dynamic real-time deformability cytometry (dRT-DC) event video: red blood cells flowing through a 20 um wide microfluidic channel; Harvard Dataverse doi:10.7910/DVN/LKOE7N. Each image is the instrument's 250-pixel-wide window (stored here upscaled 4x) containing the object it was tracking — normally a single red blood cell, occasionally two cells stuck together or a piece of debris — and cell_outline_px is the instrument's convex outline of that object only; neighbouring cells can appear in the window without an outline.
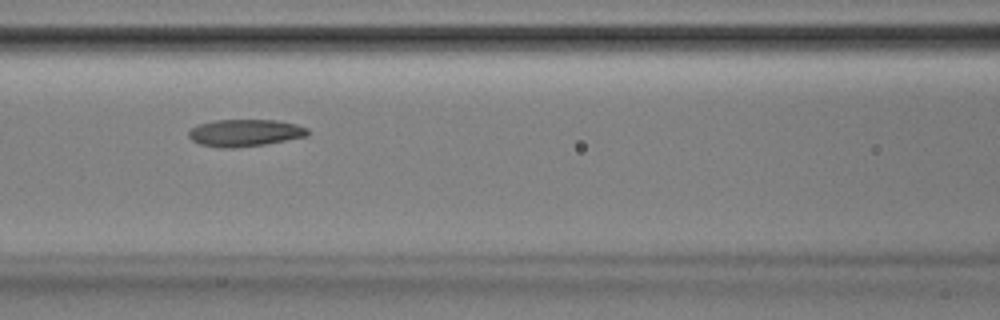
{"species": "Egyptian fruit bat (a non-hibernating species)", "species_latin": "Rousettus aegyptiacus", "temperature_condition": "room temperature", "stored_images_in_passage": 52, "camera_frame_rate_fps": 3000, "um_per_image_px": 0.085, "animal": {"sex": "male"}, "frame": {"image": 1, "passage_image": 23, "time_ms": 7.333, "image_size_px": [1000, 320], "cell_outline_px": [[312, 132], [308, 136], [264, 144], [232, 148], [220, 148], [200, 144], [192, 140], [188, 136], [188, 132], [196, 124], [216, 120], [276, 120], [296, 124], [308, 128]], "centroid_in_image_um": [20.83, 11.29], "position_along_channel_um": 145.8, "area_um2": 18.9}}
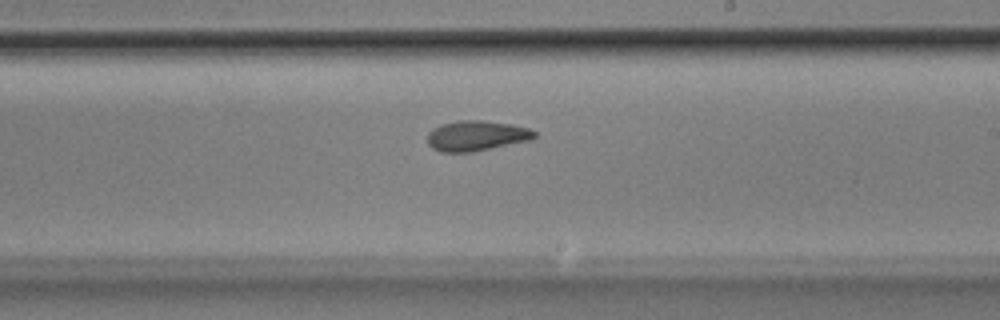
{"frame": {"image": 2, "passage_image": 31, "time_ms": 10.0, "image_size_px": [1000, 320], "cell_outline_px": [[536, 136], [532, 140], [472, 152], [440, 152], [432, 148], [428, 144], [428, 132], [432, 128], [440, 124], [460, 120], [480, 120], [512, 124], [528, 128], [536, 132]], "centroid_in_image_um": [40.49, 11.54], "position_along_channel_um": 248.5, "area_um2": 19.02}}
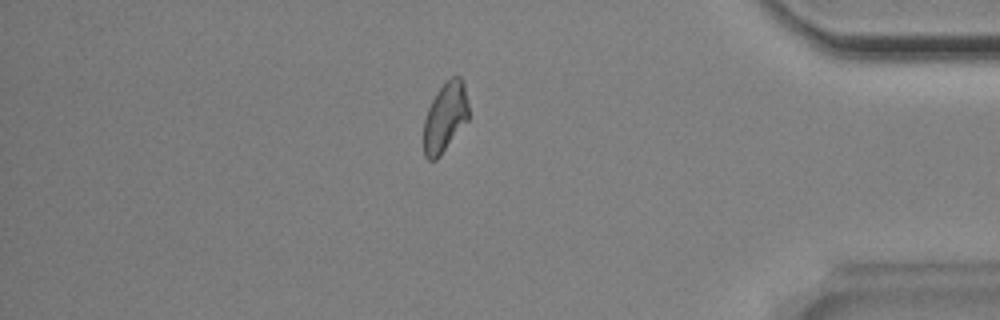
{"frame": {"image": 3, "passage_image": 45, "time_ms": 14.667, "image_size_px": [1000, 320], "cell_outline_px": [[468, 120], [440, 156], [436, 160], [428, 160], [424, 156], [424, 120], [428, 108], [436, 92], [452, 76], [460, 76], [464, 84], [468, 104]], "centroid_in_image_um": [37.83, 9.98], "position_along_channel_um": 397.4, "area_um2": 18.09}, "authors_computed_cell_mechanics": {"area_um2": 19.0162, "velocity_mm_per_s": 3.8658, "shape_relaxation_time_tau1_ms": 6.3704, "shape_relaxation_time_tau2_ms": 2.6931, "deformation_change_tau1": 0.1674, "deformation_change_tau2": 0.0891}}